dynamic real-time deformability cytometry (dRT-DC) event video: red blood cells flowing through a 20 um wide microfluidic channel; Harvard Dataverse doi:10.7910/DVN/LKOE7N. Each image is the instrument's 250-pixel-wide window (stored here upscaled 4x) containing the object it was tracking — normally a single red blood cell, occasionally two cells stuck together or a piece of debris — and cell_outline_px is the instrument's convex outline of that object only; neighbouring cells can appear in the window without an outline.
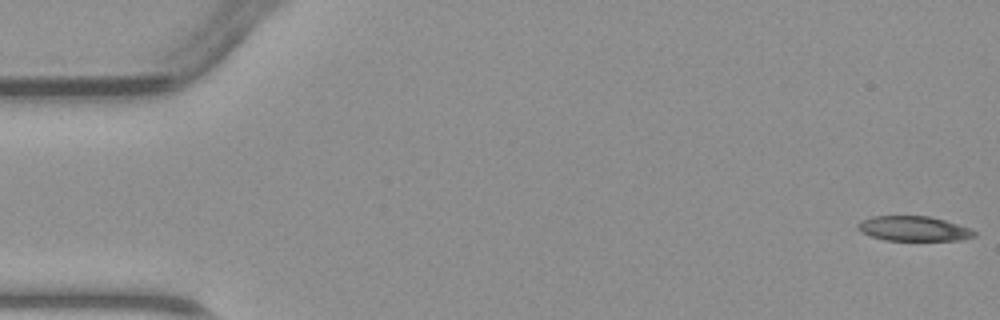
{"species": "common noctule bat (a hibernating species)", "species_latin": "Nyctalus noctula", "temperature_condition": "warm", "stored_images_in_passage": 4, "camera_frame_rate_fps": 3000, "um_per_image_px": 0.085, "animal": {"sex": "male", "body_mass_g": 23.1, "forearm_length_mm": 52.7}, "frame": {"image": 1, "passage_image": 1, "time_ms": 0.0, "image_size_px": [1000, 320], "cell_outline_px": [[976, 236], [964, 240], [884, 240], [860, 232], [856, 228], [856, 224], [860, 220], [872, 216], [928, 216], [944, 220], [968, 228], [976, 232]], "centroid_in_image_um": [77.61, 19.43], "position_along_channel_um": 7.4, "area_um2": 16.88}}
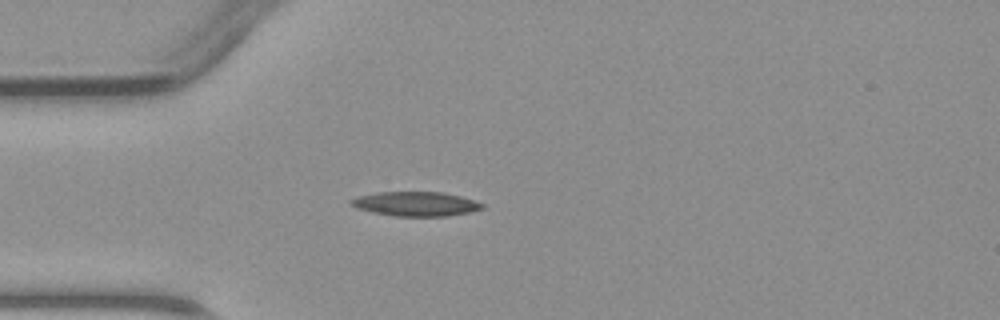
{"frame": {"image": 2, "passage_image": 4, "time_ms": 4.0, "image_size_px": [1000, 320], "cell_outline_px": [[484, 208], [468, 212], [448, 216], [396, 216], [372, 212], [356, 208], [348, 200], [360, 196], [376, 192], [444, 192], [460, 196], [484, 204]], "centroid_in_image_um": [35.33, 17.33], "position_along_channel_um": 49.7, "area_um2": 18.5}}